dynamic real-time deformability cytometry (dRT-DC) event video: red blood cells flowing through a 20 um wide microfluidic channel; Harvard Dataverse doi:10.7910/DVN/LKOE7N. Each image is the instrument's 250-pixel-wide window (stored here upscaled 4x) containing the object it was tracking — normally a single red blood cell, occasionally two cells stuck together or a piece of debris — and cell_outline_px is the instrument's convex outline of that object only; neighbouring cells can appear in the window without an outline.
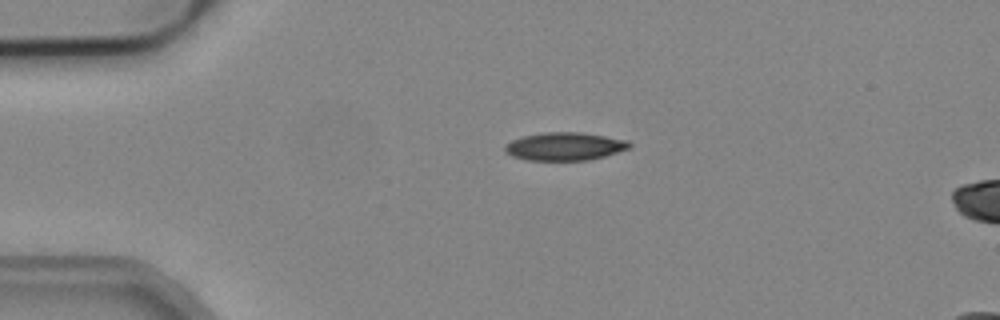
{"species": "common noctule bat (a hibernating species)", "species_latin": "Nyctalus noctula", "temperature_condition": "cold", "stored_images_in_passage": 2, "camera_frame_rate_fps": 3000, "um_per_image_px": 0.085, "animal": {"sex": "male", "body_mass_g": 19.2, "forearm_length_mm": 51.8}, "frame": {"image": 1, "passage_image": 2, "time_ms": 0.333, "image_size_px": [1000, 320], "cell_outline_px": [[632, 144], [628, 148], [604, 156], [588, 160], [528, 160], [512, 156], [504, 152], [504, 144], [512, 140], [524, 136], [544, 132], [580, 132], [628, 140]], "centroid_in_image_um": [47.96, 12.44], "position_along_channel_um": 37.0, "area_um2": 20.23}}